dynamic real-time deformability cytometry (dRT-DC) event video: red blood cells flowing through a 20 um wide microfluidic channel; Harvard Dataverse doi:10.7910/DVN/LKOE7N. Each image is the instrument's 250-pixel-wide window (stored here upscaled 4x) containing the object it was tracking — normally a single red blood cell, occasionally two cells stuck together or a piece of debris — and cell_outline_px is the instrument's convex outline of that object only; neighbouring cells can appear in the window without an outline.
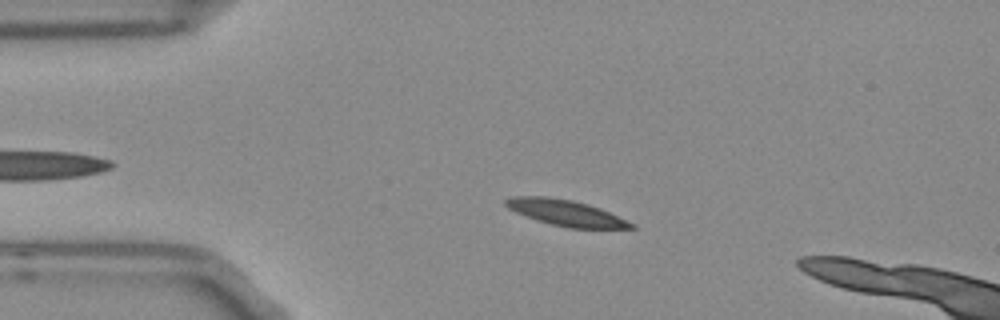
{"species": "Egyptian fruit bat (a non-hibernating species)", "species_latin": "Rousettus aegyptiacus", "temperature_condition": "room temperature", "stored_images_in_passage": 45, "camera_frame_rate_fps": 3000, "um_per_image_px": 0.085, "frame": {"image": 1, "passage_image": 11, "time_ms": 3.333, "image_size_px": [1000, 320], "cell_outline_px": [[636, 228], [568, 228], [536, 220], [516, 212], [508, 208], [504, 204], [504, 200], [512, 196], [544, 196], [572, 200], [588, 204], [600, 208], [636, 224]], "centroid_in_image_um": [48.09, 18.09], "position_along_channel_um": 36.9, "area_um2": 18.9}}
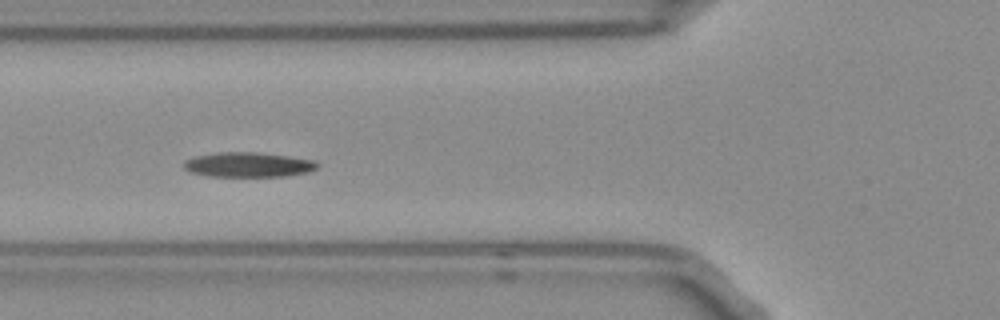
{"frame": {"image": 2, "passage_image": 19, "time_ms": 6.0, "image_size_px": [1000, 320], "cell_outline_px": [[320, 164], [316, 168], [308, 172], [288, 176], [208, 176], [192, 172], [184, 168], [184, 160], [196, 156], [220, 152], [256, 152], [288, 156], [312, 160]], "centroid_in_image_um": [21.11, 14.0], "position_along_channel_um": 104.7, "area_um2": 19.13}}
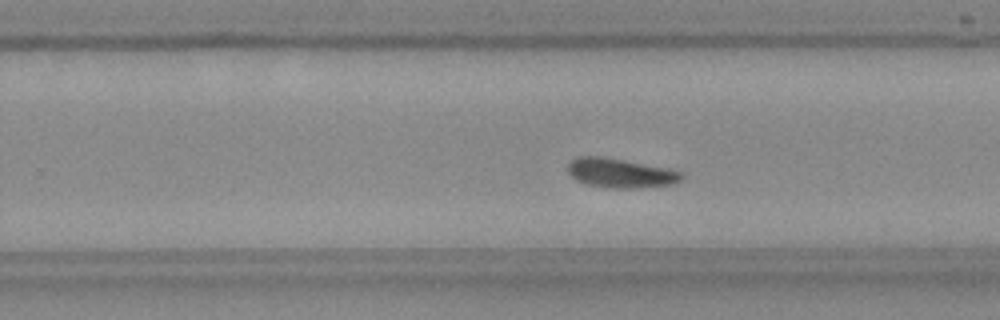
{"frame": {"image": 3, "passage_image": 33, "time_ms": 10.667, "image_size_px": [1000, 320], "cell_outline_px": [[684, 180], [672, 184], [636, 188], [608, 188], [584, 184], [576, 180], [568, 172], [568, 164], [572, 160], [580, 156], [600, 156], [624, 160], [668, 168], [680, 172], [684, 176]], "centroid_in_image_um": [52.74, 14.72], "position_along_channel_um": 277.1, "area_um2": 19.48}}